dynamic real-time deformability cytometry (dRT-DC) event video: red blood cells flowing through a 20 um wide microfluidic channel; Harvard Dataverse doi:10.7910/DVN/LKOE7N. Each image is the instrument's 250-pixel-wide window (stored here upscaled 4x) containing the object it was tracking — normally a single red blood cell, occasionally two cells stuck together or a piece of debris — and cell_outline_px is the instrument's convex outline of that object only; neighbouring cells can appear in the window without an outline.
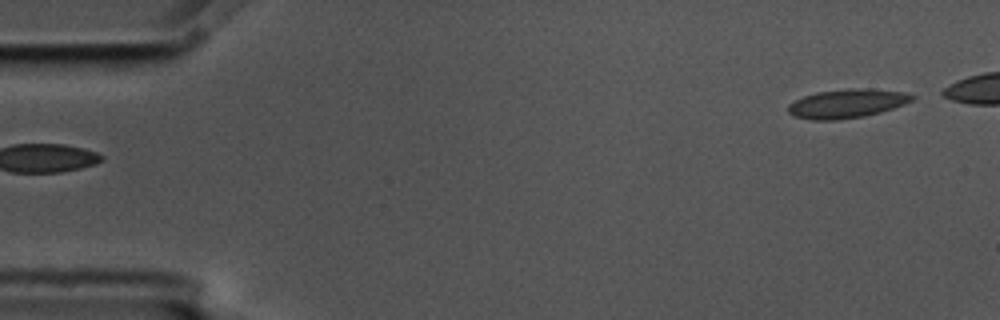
{"species": "common noctule bat (a hibernating species)", "species_latin": "Nyctalus noctula", "temperature_condition": "cold", "stored_images_in_passage": 6, "segment_of_instrument_passage": [2, 2], "camera_frame_rate_fps": 3000, "um_per_image_px": 0.085, "animal": {"sex": "male", "body_mass_g": 17.5, "forearm_length_mm": 52.3}, "frame": {"image": 1, "passage_image": 6, "time_ms": 1.667, "image_size_px": [1000, 320], "cell_outline_px": [[916, 96], [912, 100], [904, 104], [880, 112], [864, 116], [836, 120], [808, 120], [792, 116], [788, 112], [788, 104], [804, 96], [816, 92], [848, 88], [868, 88], [904, 92]], "centroid_in_image_um": [71.95, 8.8], "position_along_channel_um": 13.0, "area_um2": 20.92}}